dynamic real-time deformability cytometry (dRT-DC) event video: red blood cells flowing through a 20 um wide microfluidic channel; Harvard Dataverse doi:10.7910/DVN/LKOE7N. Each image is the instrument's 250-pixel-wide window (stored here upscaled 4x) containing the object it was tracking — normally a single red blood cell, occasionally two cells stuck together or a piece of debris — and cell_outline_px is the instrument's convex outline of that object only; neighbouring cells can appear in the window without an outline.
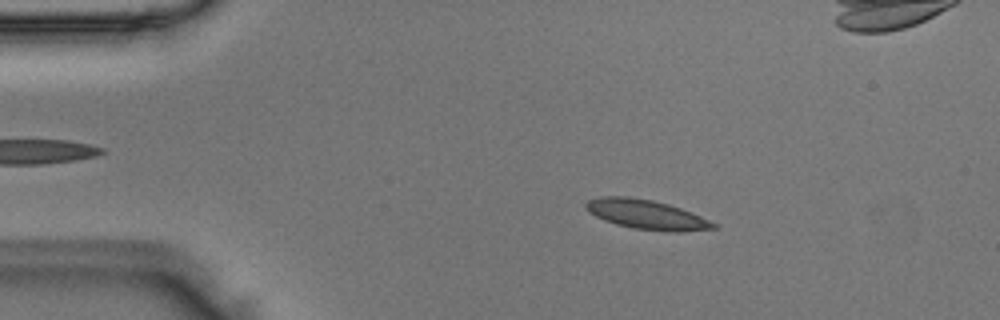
{"species": "Egyptian fruit bat (a non-hibernating species)", "species_latin": "Rousettus aegyptiacus", "temperature_condition": "room temperature", "stored_images_in_passage": 44, "camera_frame_rate_fps": 3000, "um_per_image_px": 0.085, "animal": {"sex": "male"}, "frame": {"image": 1, "passage_image": 1, "time_ms": 0.0, "image_size_px": [1000, 320], "cell_outline_px": [[720, 224], [716, 228], [680, 232], [672, 232], [632, 228], [616, 224], [604, 220], [588, 212], [584, 208], [584, 204], [588, 200], [600, 196], [628, 196], [652, 200], [668, 204], [692, 212]], "centroid_in_image_um": [54.96, 18.23], "position_along_channel_um": 30.0, "area_um2": 22.14}}
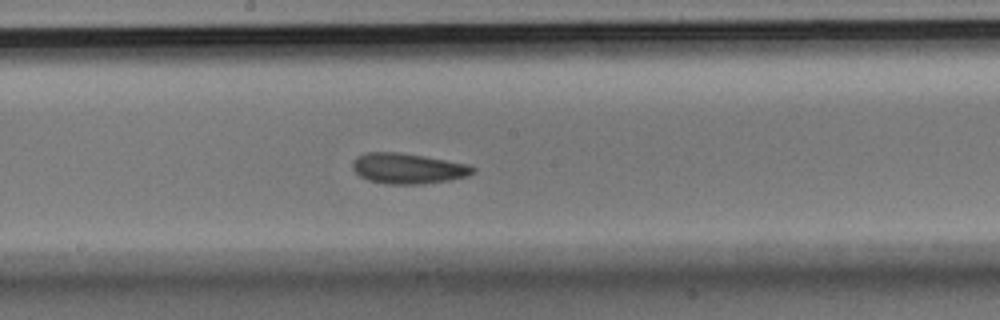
{"frame": {"image": 2, "passage_image": 19, "time_ms": 6.0, "image_size_px": [1000, 320], "cell_outline_px": [[476, 172], [468, 176], [448, 180], [420, 184], [384, 184], [368, 180], [360, 176], [352, 168], [352, 160], [356, 156], [368, 152], [400, 152], [424, 156], [468, 164], [476, 168]], "centroid_in_image_um": [34.66, 14.31], "position_along_channel_um": 213.5, "area_um2": 21.5}}
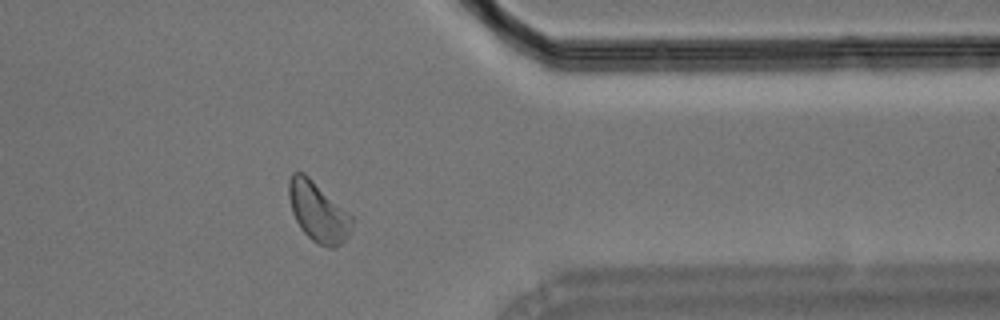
{"frame": {"image": 3, "passage_image": 33, "time_ms": 10.667, "image_size_px": [1000, 320], "cell_outline_px": [[352, 224], [348, 236], [336, 248], [328, 248], [312, 240], [300, 228], [292, 212], [288, 196], [288, 180], [292, 172], [304, 172], [348, 212], [352, 216]], "centroid_in_image_um": [27.01, 17.99], "position_along_channel_um": 384.4, "area_um2": 21.85}}